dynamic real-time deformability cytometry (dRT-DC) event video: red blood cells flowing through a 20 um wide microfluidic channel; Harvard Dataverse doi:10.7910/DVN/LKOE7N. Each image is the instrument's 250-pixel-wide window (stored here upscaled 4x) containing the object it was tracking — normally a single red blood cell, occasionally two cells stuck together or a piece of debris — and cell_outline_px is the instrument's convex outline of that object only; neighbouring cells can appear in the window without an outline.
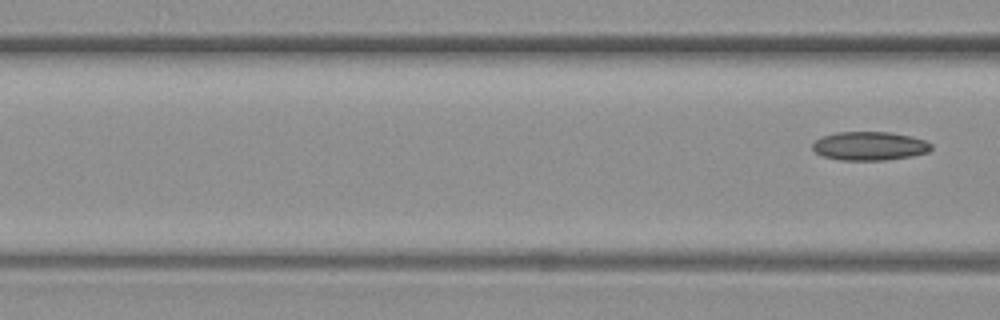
{"species": "common noctule bat (a hibernating species)", "species_latin": "Nyctalus noctula", "temperature_condition": "warm", "stored_images_in_passage": 6, "camera_frame_rate_fps": 3000, "um_per_image_px": 0.085, "animal": {"sex": "female", "body_mass_g": 19.3, "forearm_length_mm": 54.1}, "frame": {"image": 1, "passage_image": 6, "time_ms": 6.333, "image_size_px": [1000, 320], "cell_outline_px": [[932, 148], [928, 152], [912, 156], [884, 160], [840, 160], [824, 156], [816, 152], [812, 148], [812, 144], [820, 136], [836, 132], [888, 132], [908, 136], [924, 140], [932, 144]], "centroid_in_image_um": [73.89, 12.41], "position_along_channel_um": 92.7, "area_um2": 19.77}}